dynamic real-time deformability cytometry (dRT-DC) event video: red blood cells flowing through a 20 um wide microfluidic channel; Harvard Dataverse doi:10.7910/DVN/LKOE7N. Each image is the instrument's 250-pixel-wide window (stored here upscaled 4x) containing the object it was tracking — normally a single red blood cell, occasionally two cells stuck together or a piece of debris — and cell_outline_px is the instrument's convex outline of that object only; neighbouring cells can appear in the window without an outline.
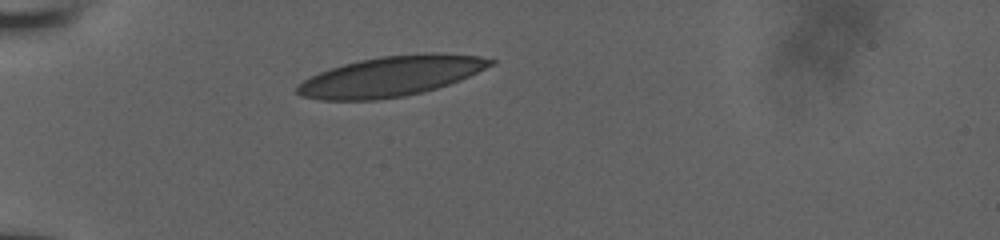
{"species": "human", "species_latin": "Homo sapiens", "temperature_condition": "room temperature", "stored_images_in_passage": 1, "camera_frame_rate_fps": 3000, "um_per_image_px": 0.085, "donor": {"sex": "male"}, "frame": {"image": 1, "passage_image": 1, "time_ms": 0.0, "image_size_px": [1000, 240], "cell_outline_px": [[496, 64], [460, 80], [424, 92], [404, 96], [376, 100], [320, 100], [300, 96], [296, 92], [296, 88], [304, 80], [320, 72], [344, 64], [360, 60], [380, 56], [424, 52], [432, 52], [480, 56], [496, 60]], "centroid_in_image_um": [33.28, 6.48], "position_along_channel_um": 51.7, "area_um2": 45.26}}